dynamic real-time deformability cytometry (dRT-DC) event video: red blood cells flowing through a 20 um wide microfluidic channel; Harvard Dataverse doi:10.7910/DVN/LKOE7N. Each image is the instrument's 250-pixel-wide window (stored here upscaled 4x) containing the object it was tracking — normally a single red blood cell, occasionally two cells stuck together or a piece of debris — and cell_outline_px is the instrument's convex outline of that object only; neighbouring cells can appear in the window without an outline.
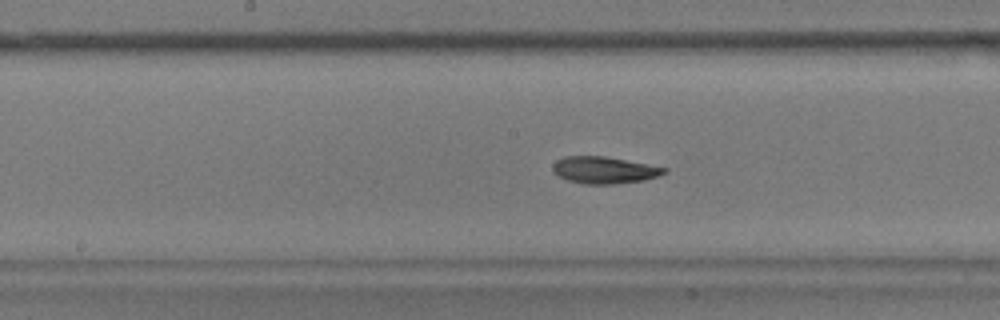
{"species": "common noctule bat (a hibernating species)", "species_latin": "Nyctalus noctula", "temperature_condition": "warm", "stored_images_in_passage": 53, "camera_frame_rate_fps": 3000, "um_per_image_px": 0.085, "animal": {"sex": "male", "body_mass_g": 17.9}, "frame": {"image": 1, "passage_image": 25, "time_ms": 8.0, "image_size_px": [1000, 320], "cell_outline_px": [[668, 172], [644, 180], [612, 184], [584, 184], [568, 180], [552, 172], [552, 164], [556, 160], [564, 156], [604, 156], [668, 168]], "centroid_in_image_um": [51.32, 14.45], "position_along_channel_um": 196.9, "area_um2": 17.4}}
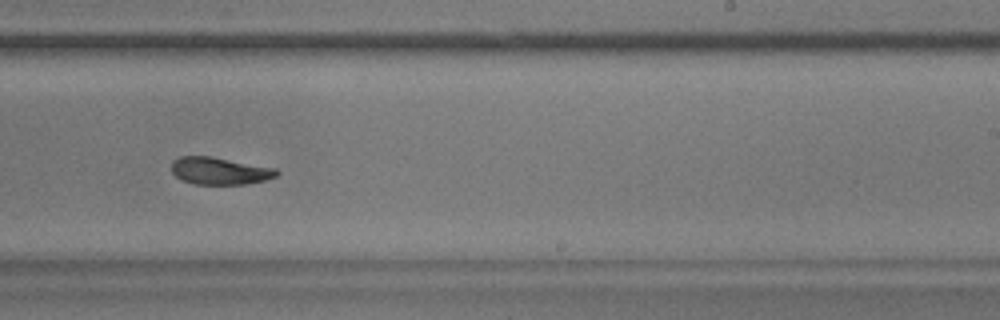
{"frame": {"image": 2, "passage_image": 31, "time_ms": 10.0, "image_size_px": [1000, 320], "cell_outline_px": [[280, 172], [276, 176], [264, 180], [244, 184], [196, 184], [180, 180], [172, 172], [172, 160], [180, 156], [212, 156], [276, 168]], "centroid_in_image_um": [18.66, 14.51], "position_along_channel_um": 270.3, "area_um2": 16.76}}
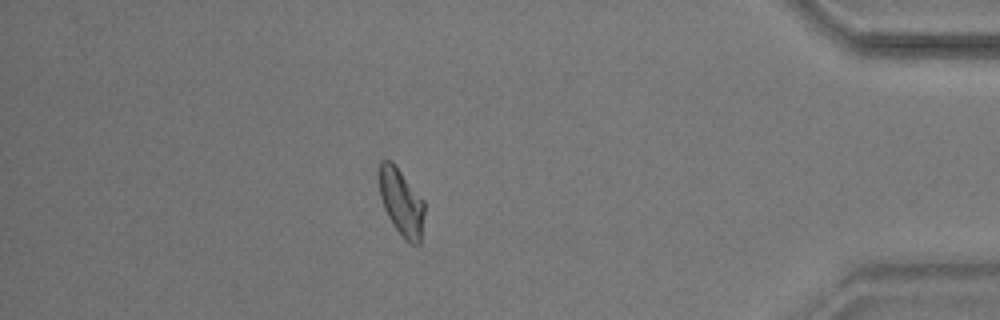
{"frame": {"image": 3, "passage_image": 45, "time_ms": 14.667, "image_size_px": [1000, 320], "cell_outline_px": [[424, 212], [420, 244], [408, 244], [400, 236], [392, 224], [384, 208], [380, 196], [376, 176], [380, 160], [392, 160], [424, 200]], "centroid_in_image_um": [34.07, 17.16], "position_along_channel_um": 401.1, "area_um2": 18.26}, "authors_computed_cell_mechanics": {"area_um2": 17.6868, "velocity_mm_per_s": 3.6999, "shape_relaxation_time_tau1_ms": 8.2336, "shape_relaxation_time_tau2_ms": 4.8397, "deformation_change_tau1": 0.1952, "deformation_change_tau2": 0.1026}}